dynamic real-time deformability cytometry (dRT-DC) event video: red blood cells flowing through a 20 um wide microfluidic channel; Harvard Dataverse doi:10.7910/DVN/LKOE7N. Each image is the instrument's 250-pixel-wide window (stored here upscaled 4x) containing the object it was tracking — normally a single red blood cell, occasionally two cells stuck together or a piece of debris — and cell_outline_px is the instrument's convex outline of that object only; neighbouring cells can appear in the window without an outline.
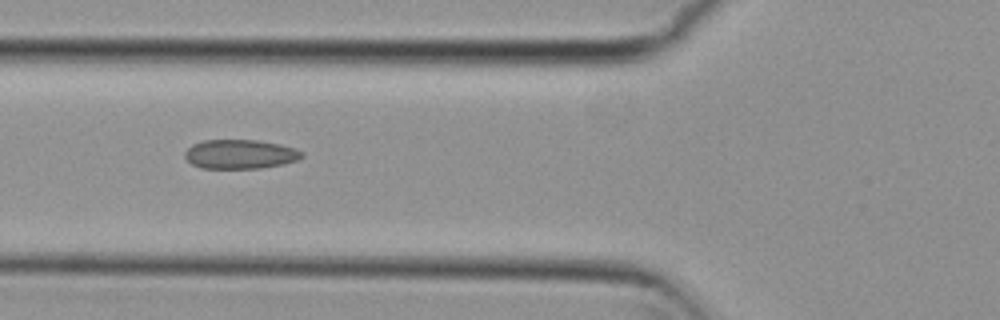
{"species": "common noctule bat (a hibernating species)", "species_latin": "Nyctalus noctula", "temperature_condition": "cold", "stored_images_in_passage": 8, "camera_frame_rate_fps": 3000, "um_per_image_px": 0.085, "animal": {"sex": "female", "body_mass_g": 29.2, "forearm_length_mm": 56.3}, "frame": {"image": 1, "passage_image": 6, "time_ms": 1.667, "image_size_px": [1000, 320], "cell_outline_px": [[304, 156], [296, 160], [284, 164], [260, 168], [200, 168], [192, 164], [184, 156], [184, 152], [192, 144], [204, 140], [256, 140], [280, 144], [296, 148], [304, 152]], "centroid_in_image_um": [20.42, 13.1], "position_along_channel_um": 105.4, "area_um2": 20.0}}
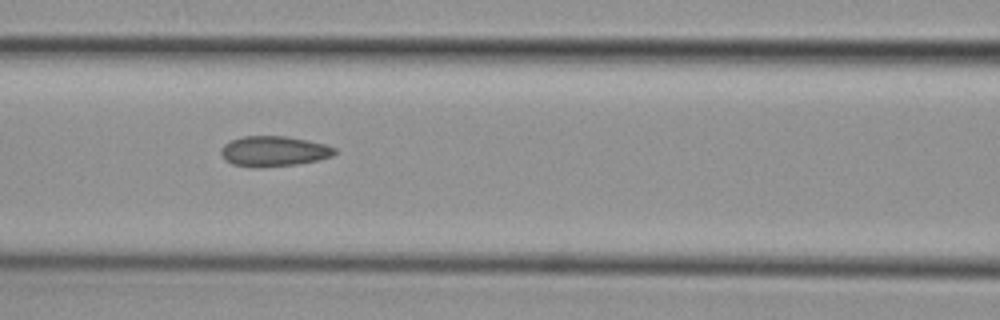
{"frame": {"image": 2, "passage_image": 7, "time_ms": 2.0, "image_size_px": [1000, 320], "cell_outline_px": [[336, 152], [332, 156], [316, 160], [296, 164], [256, 168], [232, 164], [224, 160], [220, 152], [220, 148], [224, 144], [232, 140], [244, 136], [288, 136], [308, 140], [324, 144], [336, 148]], "centroid_in_image_um": [23.24, 12.85], "position_along_channel_um": 143.4, "area_um2": 20.11}}
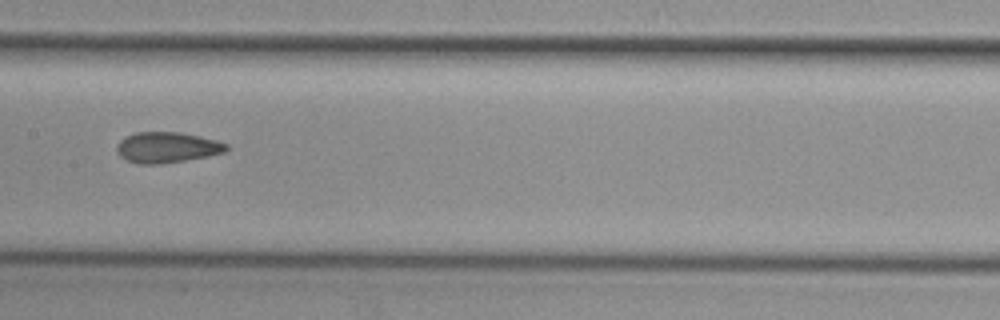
{"frame": {"image": 3, "passage_image": 8, "time_ms": 2.333, "image_size_px": [1000, 320], "cell_outline_px": [[228, 148], [224, 152], [208, 156], [160, 164], [140, 164], [128, 160], [120, 156], [116, 148], [116, 144], [124, 136], [136, 132], [180, 132], [200, 136], [216, 140], [228, 144]], "centroid_in_image_um": [14.18, 12.52], "position_along_channel_um": 193.2, "area_um2": 19.59}}